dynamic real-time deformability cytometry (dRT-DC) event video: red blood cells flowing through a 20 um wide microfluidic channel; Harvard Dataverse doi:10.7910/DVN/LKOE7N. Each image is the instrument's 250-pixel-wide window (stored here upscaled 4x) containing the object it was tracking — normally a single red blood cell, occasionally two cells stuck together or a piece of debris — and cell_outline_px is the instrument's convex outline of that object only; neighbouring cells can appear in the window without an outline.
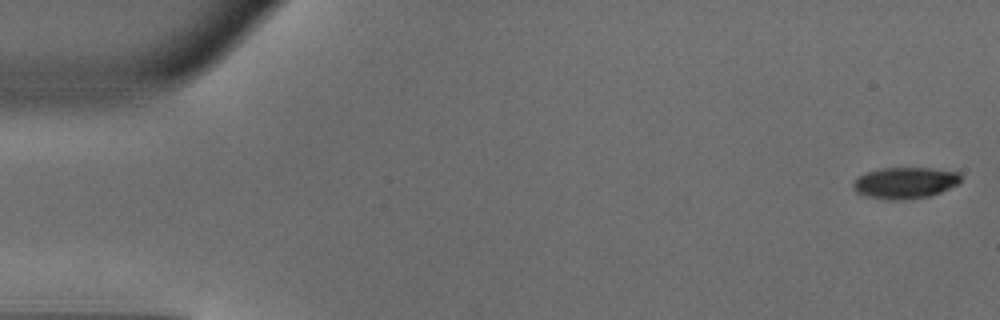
{"species": "common noctule bat (a hibernating species)", "species_latin": "Nyctalus noctula", "temperature_condition": "warm", "stored_images_in_passage": 42, "camera_frame_rate_fps": 3000, "um_per_image_px": 0.085, "animal": {"sex": "male", "body_mass_g": 18.8}, "frame": {"image": 1, "passage_image": 1, "time_ms": 0.0, "image_size_px": [1000, 320], "cell_outline_px": [[960, 180], [956, 184], [940, 192], [928, 196], [868, 196], [856, 192], [852, 184], [860, 176], [868, 172], [880, 168], [932, 168], [960, 172]], "centroid_in_image_um": [76.97, 15.46], "position_along_channel_um": 8.0, "area_um2": 18.32}}
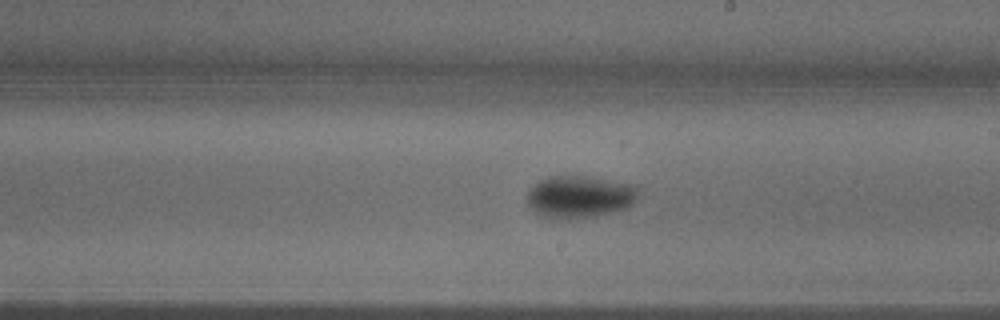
{"frame": {"image": 2, "passage_image": 21, "time_ms": 6.667, "image_size_px": [1000, 320], "cell_outline_px": [[640, 192], [632, 204], [628, 208], [596, 216], [560, 220], [540, 216], [528, 204], [528, 192], [540, 180], [548, 176], [588, 176], [636, 184]], "centroid_in_image_um": [49.31, 16.72], "position_along_channel_um": 239.7, "area_um2": 27.69}}
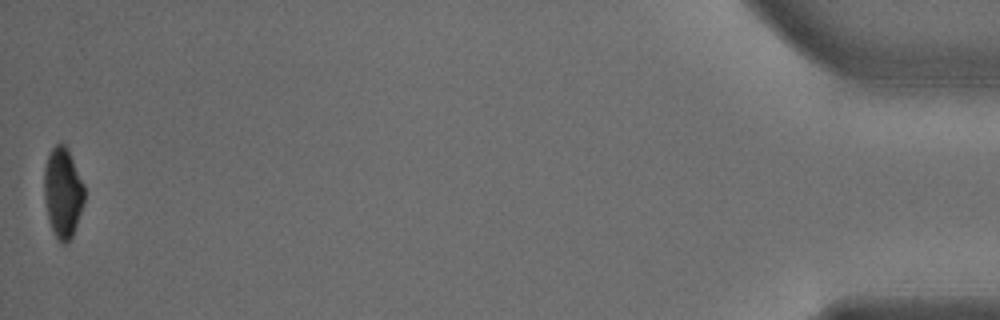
{"frame": {"image": 3, "passage_image": 42, "time_ms": 13.667, "image_size_px": [1000, 320], "cell_outline_px": [[84, 204], [72, 236], [68, 244], [60, 244], [48, 220], [44, 196], [44, 168], [48, 156], [52, 148], [56, 144], [64, 144], [68, 148], [84, 184]], "centroid_in_image_um": [5.34, 16.38], "position_along_channel_um": 429.9, "area_um2": 21.21}, "authors_computed_cell_mechanics": {"area_um2": 24.5361, "velocity_mm_per_s": 4.0782, "shape_relaxation_time_tau1_ms": 2.5362, "shape_relaxation_time_tau2_ms": null, "deformation_change_tau1": 0.1413, "deformation_change_tau2": null}}